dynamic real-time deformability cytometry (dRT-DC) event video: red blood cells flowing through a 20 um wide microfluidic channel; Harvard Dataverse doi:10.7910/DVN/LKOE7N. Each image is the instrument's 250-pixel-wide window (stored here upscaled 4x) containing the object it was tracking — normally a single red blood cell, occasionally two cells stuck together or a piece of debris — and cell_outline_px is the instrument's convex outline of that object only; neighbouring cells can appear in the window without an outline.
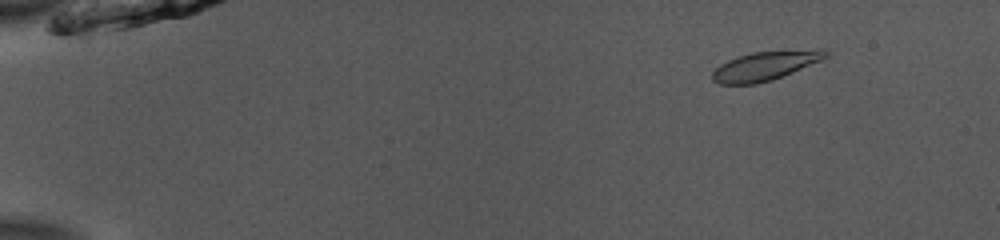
{"species": "common noctule bat (a hibernating species)", "species_latin": "Nyctalus noctula", "temperature_condition": "room temperature", "stored_images_in_passage": 48, "camera_frame_rate_fps": 3000, "um_per_image_px": 0.085, "animal": {"sex": "male", "body_mass_g": 13.0, "forearm_length_mm": 53.1}, "frame": {"image": 1, "passage_image": 2, "time_ms": 0.333, "image_size_px": [1000, 240], "cell_outline_px": [[828, 56], [824, 60], [772, 80], [756, 84], [720, 84], [712, 80], [712, 72], [720, 64], [728, 60], [752, 52], [816, 48], [820, 48], [828, 52]], "centroid_in_image_um": [65.1, 5.58], "position_along_channel_um": 19.9, "area_um2": 19.42}}
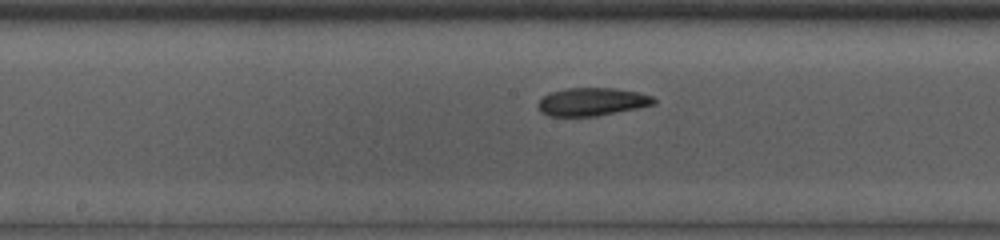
{"frame": {"image": 2, "passage_image": 24, "time_ms": 7.667, "image_size_px": [1000, 240], "cell_outline_px": [[656, 104], [596, 116], [548, 116], [540, 112], [536, 104], [544, 96], [552, 92], [568, 88], [612, 88], [640, 92], [652, 96], [656, 100]], "centroid_in_image_um": [50.31, 8.65], "position_along_channel_um": 197.9, "area_um2": 18.84}}
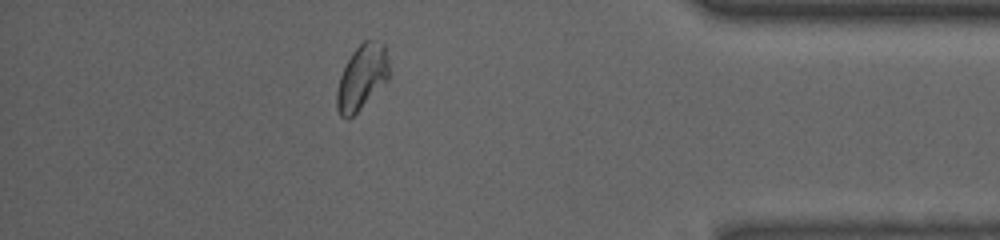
{"frame": {"image": 3, "passage_image": 42, "time_ms": 13.667, "image_size_px": [1000, 240], "cell_outline_px": [[392, 72], [388, 80], [348, 120], [340, 116], [336, 108], [336, 92], [340, 76], [352, 52], [364, 40], [376, 40], [384, 44]], "centroid_in_image_um": [30.78, 6.56], "position_along_channel_um": 404.4, "area_um2": 19.94}, "authors_computed_cell_mechanics": {"area_um2": 19.4208, "velocity_mm_per_s": 3.918, "shape_relaxation_time_tau1_ms": 7.9412, "shape_relaxation_time_tau2_ms": 2.2868, "deformation_change_tau1": 0.1482, "deformation_change_tau2": 0.0764}}